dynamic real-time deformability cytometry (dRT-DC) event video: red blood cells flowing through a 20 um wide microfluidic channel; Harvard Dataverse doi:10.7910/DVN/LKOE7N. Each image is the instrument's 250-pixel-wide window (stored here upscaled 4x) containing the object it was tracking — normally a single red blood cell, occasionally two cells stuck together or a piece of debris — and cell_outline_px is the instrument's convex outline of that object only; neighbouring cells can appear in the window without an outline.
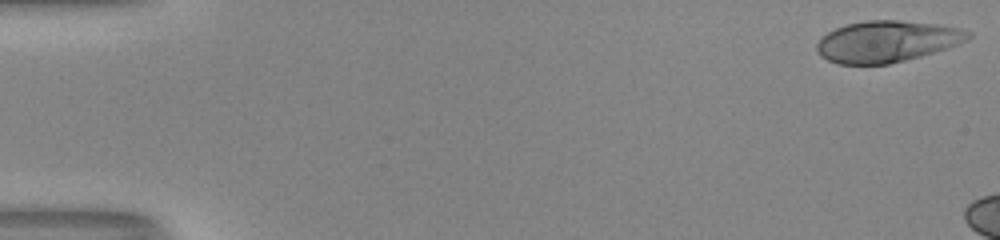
{"species": "human", "species_latin": "Homo sapiens", "temperature_condition": "room temperature", "stored_images_in_passage": 7, "camera_frame_rate_fps": 3000, "um_per_image_px": 0.085, "donor": {"sex": "male"}, "frame": {"image": 1, "passage_image": 1, "time_ms": 0.0, "image_size_px": [1000, 240], "cell_outline_px": [[972, 36], [968, 40], [920, 56], [888, 64], [836, 64], [820, 56], [816, 52], [816, 44], [828, 32], [836, 28], [848, 24], [864, 20], [900, 20], [936, 24], [960, 28], [972, 32]], "centroid_in_image_um": [75.36, 3.52], "position_along_channel_um": 9.6, "area_um2": 36.3}}